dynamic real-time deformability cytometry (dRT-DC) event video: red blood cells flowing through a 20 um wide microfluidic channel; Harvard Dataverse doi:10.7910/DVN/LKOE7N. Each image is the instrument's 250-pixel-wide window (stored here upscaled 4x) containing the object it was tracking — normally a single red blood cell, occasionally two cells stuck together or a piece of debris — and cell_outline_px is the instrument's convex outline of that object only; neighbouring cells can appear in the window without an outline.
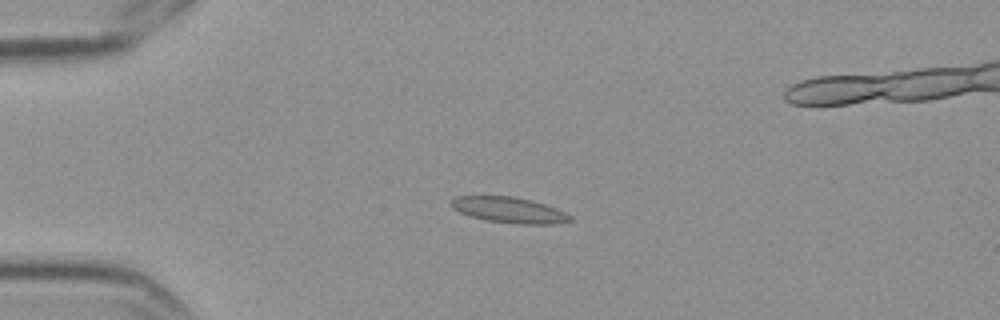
{"species": "Egyptian fruit bat (a non-hibernating species)", "species_latin": "Rousettus aegyptiacus", "temperature_condition": "cold", "stored_images_in_passage": 6, "camera_frame_rate_fps": 3000, "um_per_image_px": 0.085, "frame": {"image": 1, "passage_image": 5, "time_ms": 1.333, "image_size_px": [1000, 320], "cell_outline_px": [[572, 220], [552, 224], [516, 224], [488, 220], [472, 216], [460, 212], [452, 208], [452, 200], [456, 196], [512, 196], [544, 204], [556, 208], [572, 216]], "centroid_in_image_um": [43.29, 17.85], "position_along_channel_um": 41.7, "area_um2": 17.51}}